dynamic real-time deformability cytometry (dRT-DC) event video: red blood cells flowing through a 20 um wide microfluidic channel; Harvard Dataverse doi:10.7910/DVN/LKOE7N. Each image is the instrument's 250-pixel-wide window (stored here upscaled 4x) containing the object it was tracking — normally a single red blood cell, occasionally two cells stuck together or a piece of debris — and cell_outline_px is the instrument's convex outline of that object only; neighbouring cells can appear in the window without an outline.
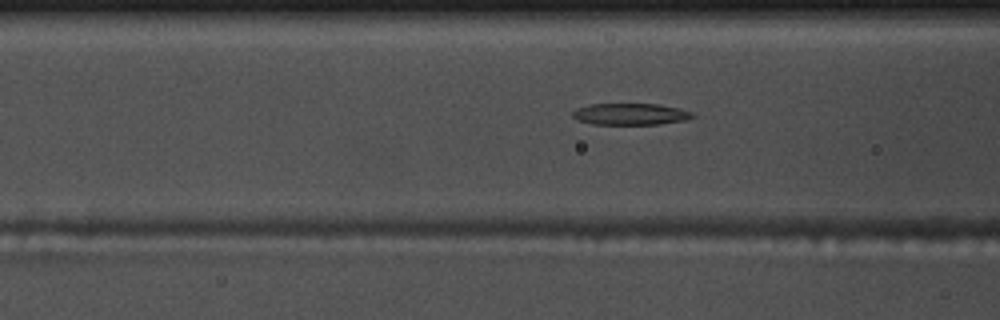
{"species": "common noctule bat (a hibernating species)", "species_latin": "Nyctalus noctula", "temperature_condition": "warm", "stored_images_in_passage": 45, "camera_frame_rate_fps": 3000, "um_per_image_px": 0.085, "animal": {"sex": "male", "body_mass_g": 17.5, "forearm_length_mm": 52.3}, "frame": {"image": 1, "passage_image": 12, "time_ms": 3.667, "image_size_px": [1000, 320], "cell_outline_px": [[696, 116], [684, 120], [660, 124], [592, 124], [580, 120], [572, 116], [572, 112], [576, 108], [592, 104], [660, 104], [680, 108], [696, 112]], "centroid_in_image_um": [53.65, 9.69], "position_along_channel_um": 112.9, "area_um2": 15.14}}
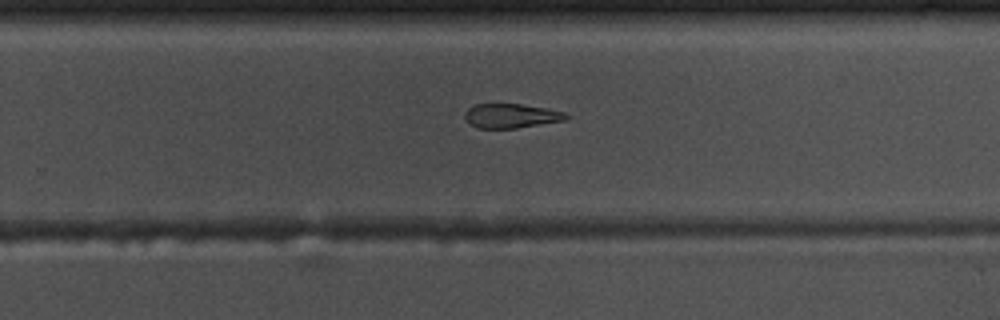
{"frame": {"image": 2, "passage_image": 26, "time_ms": 8.333, "image_size_px": [1000, 320], "cell_outline_px": [[568, 120], [516, 128], [476, 128], [468, 124], [464, 120], [464, 112], [468, 108], [476, 104], [520, 104], [548, 108], [568, 112]], "centroid_in_image_um": [43.45, 9.85], "position_along_channel_um": 286.3, "area_um2": 14.68}}
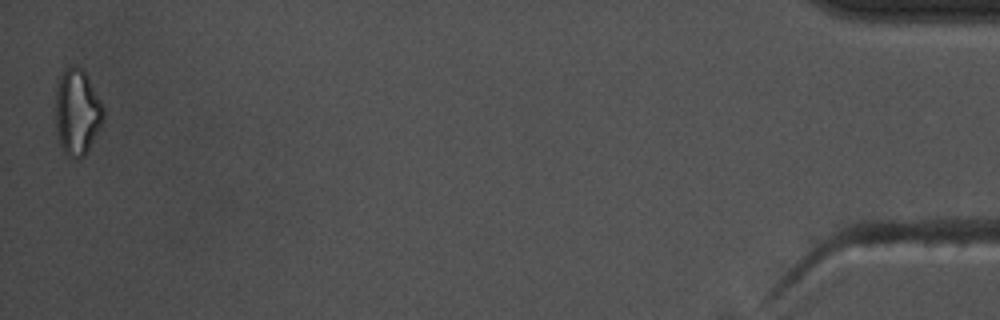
{"frame": {"image": 3, "passage_image": 45, "time_ms": 14.667, "image_size_px": [1000, 320], "cell_outline_px": [[104, 120], [88, 152], [80, 160], [72, 160], [64, 152], [60, 144], [56, 132], [56, 88], [60, 76], [64, 68], [72, 64], [76, 64], [84, 68], [104, 108]], "centroid_in_image_um": [6.57, 9.53], "position_along_channel_um": 428.6, "area_um2": 24.62}, "authors_computed_cell_mechanics": {"area_um2": 16.3574, "velocity_mm_per_s": 3.7255, "shape_relaxation_time_tau1_ms": 5.8296, "shape_relaxation_time_tau2_ms": 2.6256, "deformation_change_tau1": 0.1989, "deformation_change_tau2": 0.132}}